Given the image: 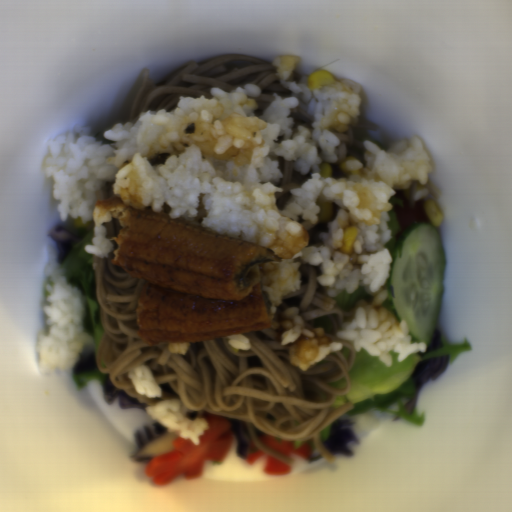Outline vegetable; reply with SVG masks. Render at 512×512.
<instances>
[{
  "label": "vegetable",
  "instance_id": "vegetable-3",
  "mask_svg": "<svg viewBox=\"0 0 512 512\" xmlns=\"http://www.w3.org/2000/svg\"><path fill=\"white\" fill-rule=\"evenodd\" d=\"M408 193H413V190L405 189V190H398L390 199L389 203L392 206V209L390 212H388L389 221L386 223L388 229L391 231V239L389 242L386 243L387 250L391 253L396 241L398 240L396 237V234L399 229V221H398V213L396 211V205H400L402 199L405 195Z\"/></svg>",
  "mask_w": 512,
  "mask_h": 512
},
{
  "label": "vegetable",
  "instance_id": "vegetable-1",
  "mask_svg": "<svg viewBox=\"0 0 512 512\" xmlns=\"http://www.w3.org/2000/svg\"><path fill=\"white\" fill-rule=\"evenodd\" d=\"M442 348L424 355L417 352L398 360V353L389 352L392 363L384 365L379 358L369 355L363 347L356 351L353 368L349 371V391L337 396L332 403L338 409L345 403L353 408L342 416H357L377 411L397 417L409 424L423 425L427 416L419 414L414 406L409 413L405 405L413 398L416 388L412 374L419 361L435 356H449V364L463 352L472 350L471 343L451 344L441 339Z\"/></svg>",
  "mask_w": 512,
  "mask_h": 512
},
{
  "label": "vegetable",
  "instance_id": "vegetable-4",
  "mask_svg": "<svg viewBox=\"0 0 512 512\" xmlns=\"http://www.w3.org/2000/svg\"><path fill=\"white\" fill-rule=\"evenodd\" d=\"M371 298L372 296L368 294L365 287L362 286H357L353 293L341 291L338 295L333 296L336 304L344 310L352 307L356 308L358 302L361 300H371Z\"/></svg>",
  "mask_w": 512,
  "mask_h": 512
},
{
  "label": "vegetable",
  "instance_id": "vegetable-2",
  "mask_svg": "<svg viewBox=\"0 0 512 512\" xmlns=\"http://www.w3.org/2000/svg\"><path fill=\"white\" fill-rule=\"evenodd\" d=\"M59 226L69 230L80 238L72 246L62 262H56L64 270L69 284L79 288L83 295L84 316L82 330L89 335L93 342L84 346L79 359L72 367V376L77 388H84L96 380L101 388H105L108 373H103L97 367L96 359L104 333L100 311L101 305L96 293V275L93 271V253H87L85 246L91 244L96 224L94 221L84 222L82 219L68 217Z\"/></svg>",
  "mask_w": 512,
  "mask_h": 512
}]
</instances>
